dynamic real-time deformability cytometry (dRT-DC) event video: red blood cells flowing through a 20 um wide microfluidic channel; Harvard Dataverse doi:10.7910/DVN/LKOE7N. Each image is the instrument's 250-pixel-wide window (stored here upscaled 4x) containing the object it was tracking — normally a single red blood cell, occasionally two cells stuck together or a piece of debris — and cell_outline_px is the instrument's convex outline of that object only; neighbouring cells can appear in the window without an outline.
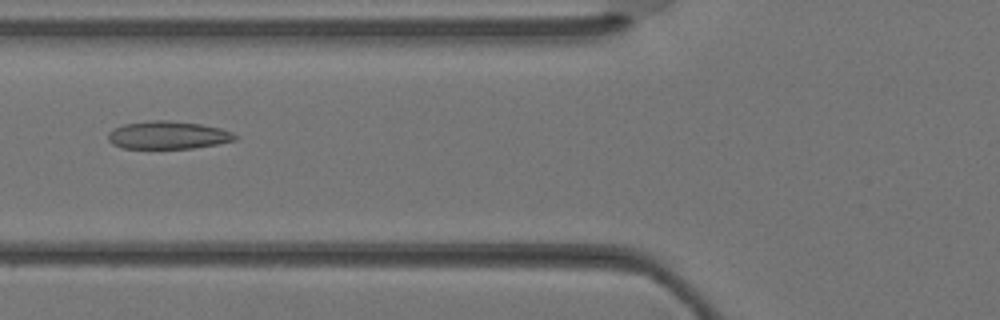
{"species": "Egyptian fruit bat (a non-hibernating species)", "species_latin": "Rousettus aegyptiacus", "temperature_condition": "warm", "stored_images_in_passage": 4, "camera_frame_rate_fps": 3000, "um_per_image_px": 0.085, "animal": {"sex": "female"}, "frame": {"image": 1, "passage_image": 4, "time_ms": 1.0, "image_size_px": [1000, 320], "cell_outline_px": [[236, 140], [216, 144], [192, 148], [120, 148], [112, 144], [108, 140], [108, 132], [124, 124], [152, 120], [168, 120], [200, 124], [220, 128], [232, 132], [236, 136]], "centroid_in_image_um": [14.25, 11.48], "position_along_channel_um": 111.5, "area_um2": 20.46}}